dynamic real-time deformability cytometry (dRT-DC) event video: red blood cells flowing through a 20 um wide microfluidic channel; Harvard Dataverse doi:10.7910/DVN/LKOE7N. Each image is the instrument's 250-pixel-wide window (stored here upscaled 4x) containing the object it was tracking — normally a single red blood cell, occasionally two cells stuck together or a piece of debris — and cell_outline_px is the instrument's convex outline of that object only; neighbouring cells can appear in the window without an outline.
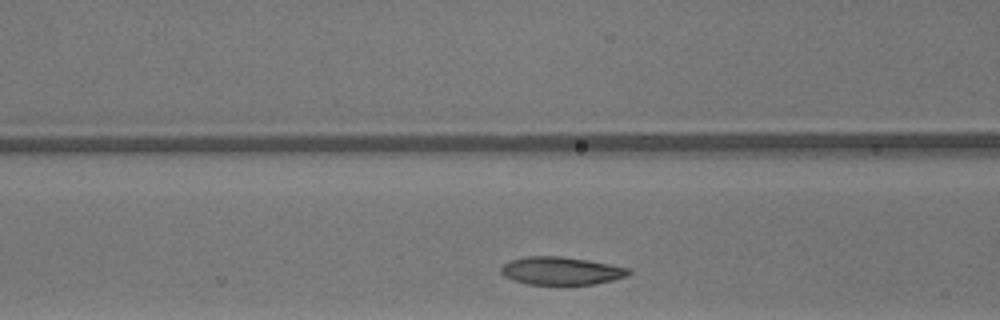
{"species": "common noctule bat (a hibernating species)", "species_latin": "Nyctalus noctula", "temperature_condition": "warm", "stored_images_in_passage": 21, "camera_frame_rate_fps": 3000, "um_per_image_px": 0.085, "animal": {"sex": "male", "body_mass_g": 13.3}, "frame": {"image": 1, "passage_image": 4, "time_ms": 1.0, "image_size_px": [1000, 320], "cell_outline_px": [[632, 272], [628, 276], [596, 284], [528, 284], [512, 280], [504, 276], [500, 272], [500, 268], [504, 264], [512, 260], [528, 256], [560, 256], [588, 260], [628, 268]], "centroid_in_image_um": [47.69, 23.02], "position_along_channel_um": 118.9, "area_um2": 20.63}}
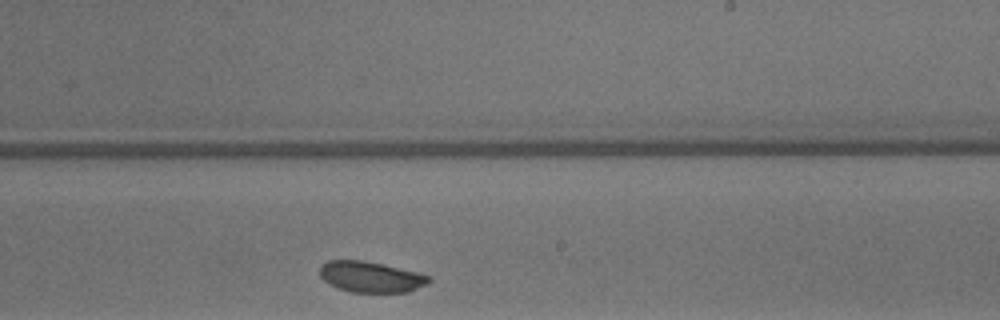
{"frame": {"image": 2, "passage_image": 14, "time_ms": 4.333, "image_size_px": [1000, 320], "cell_outline_px": [[432, 280], [408, 292], [352, 292], [336, 288], [328, 284], [320, 276], [320, 264], [328, 260], [360, 260], [384, 264], [432, 276]], "centroid_in_image_um": [31.48, 23.53], "position_along_channel_um": 257.5, "area_um2": 19.65}}
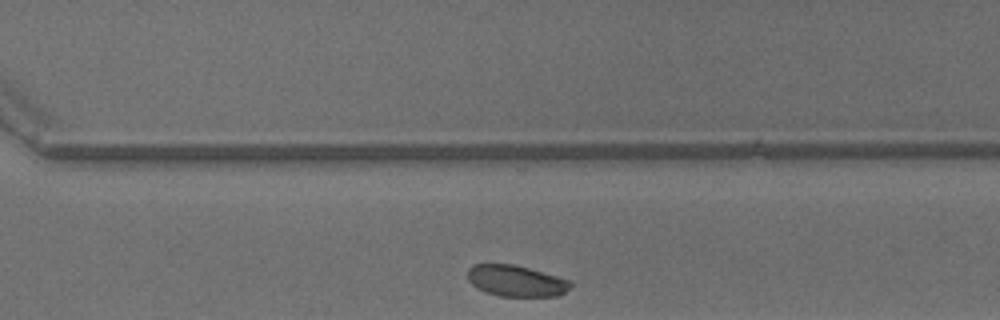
{"frame": {"image": 3, "passage_image": 19, "time_ms": 6.0, "image_size_px": [1000, 320], "cell_outline_px": [[572, 284], [564, 292], [556, 296], [500, 296], [484, 292], [476, 288], [468, 280], [468, 268], [472, 264], [516, 264], [572, 280]], "centroid_in_image_um": [43.85, 23.86], "position_along_channel_um": 326.7, "area_um2": 18.9}}